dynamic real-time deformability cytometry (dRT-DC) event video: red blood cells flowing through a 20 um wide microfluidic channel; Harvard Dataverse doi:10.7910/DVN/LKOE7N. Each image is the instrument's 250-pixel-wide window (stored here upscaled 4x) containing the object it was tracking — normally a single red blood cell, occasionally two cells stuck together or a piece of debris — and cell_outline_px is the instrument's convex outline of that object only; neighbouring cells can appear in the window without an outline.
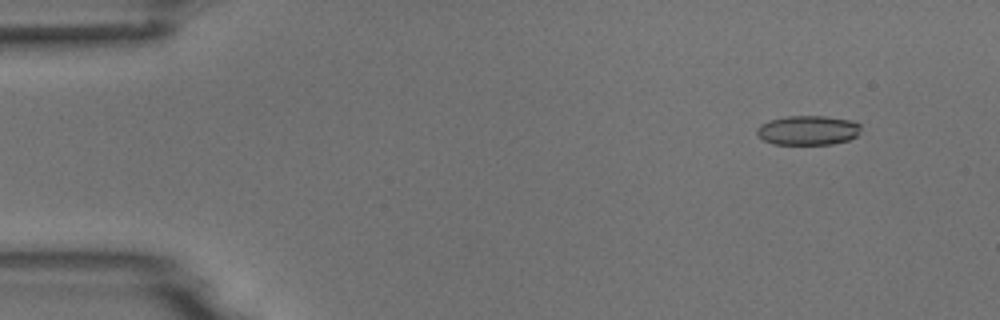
{"species": "common noctule bat (a hibernating species)", "species_latin": "Nyctalus noctula", "temperature_condition": "room temperature", "stored_images_in_passage": 5, "segment_of_instrument_passage": [2, 2], "camera_frame_rate_fps": 3000, "um_per_image_px": 0.085, "animal": {"sex": "male", "body_mass_g": 18.8}, "frame": {"image": 1, "passage_image": 5, "time_ms": 5.333, "image_size_px": [1000, 320], "cell_outline_px": [[860, 132], [856, 136], [848, 140], [832, 144], [772, 144], [764, 140], [756, 132], [756, 128], [760, 124], [768, 120], [788, 116], [824, 116], [848, 120], [860, 124]], "centroid_in_image_um": [68.65, 11.07], "position_along_channel_um": 16.4, "area_um2": 17.8}}